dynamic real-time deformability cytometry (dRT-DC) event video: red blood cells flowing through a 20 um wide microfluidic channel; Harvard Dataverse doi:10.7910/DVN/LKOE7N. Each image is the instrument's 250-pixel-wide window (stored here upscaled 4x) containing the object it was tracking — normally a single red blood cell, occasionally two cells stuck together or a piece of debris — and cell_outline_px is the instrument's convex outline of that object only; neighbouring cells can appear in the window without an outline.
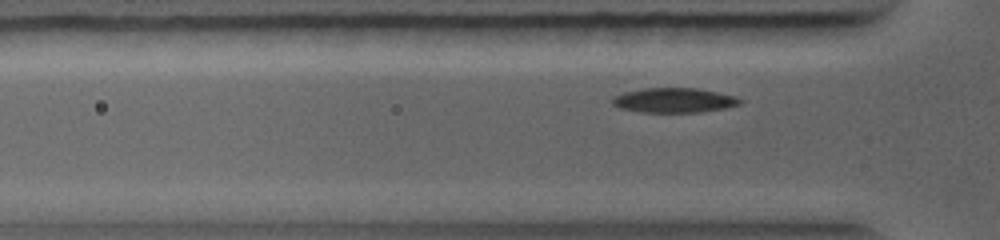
{"species": "common noctule bat (a hibernating species)", "species_latin": "Nyctalus noctula", "temperature_condition": "warm", "stored_images_in_passage": 33, "camera_frame_rate_fps": 5000, "um_per_image_px": 0.085, "animal": {"sex": "female", "body_mass_g": 19.0, "forearm_length_mm": 56.7}, "frame": {"image": 1, "passage_image": 14, "time_ms": 1.8, "image_size_px": [1000, 240], "cell_outline_px": [[744, 100], [740, 104], [728, 108], [700, 112], [640, 112], [620, 108], [612, 104], [612, 96], [624, 92], [644, 88], [696, 88], [736, 96]], "centroid_in_image_um": [57.31, 8.52], "position_along_channel_um": 68.5, "area_um2": 18.5}}
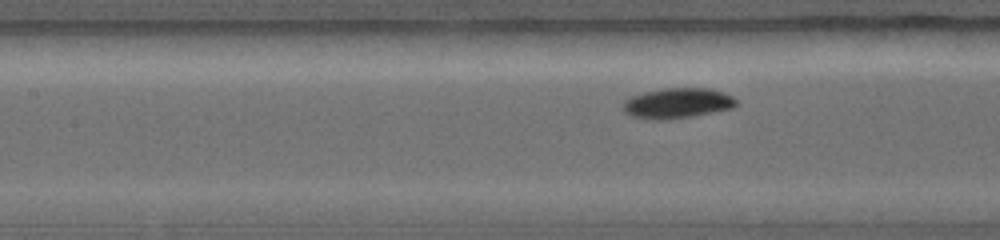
{"frame": {"image": 2, "passage_image": 27, "time_ms": 3.4, "image_size_px": [1000, 240], "cell_outline_px": [[736, 104], [732, 108], [692, 116], [664, 120], [648, 120], [632, 116], [624, 112], [624, 100], [632, 96], [644, 92], [664, 88], [712, 88], [732, 96], [736, 100]], "centroid_in_image_um": [57.55, 8.77], "position_along_channel_um": 149.8, "area_um2": 19.94}}
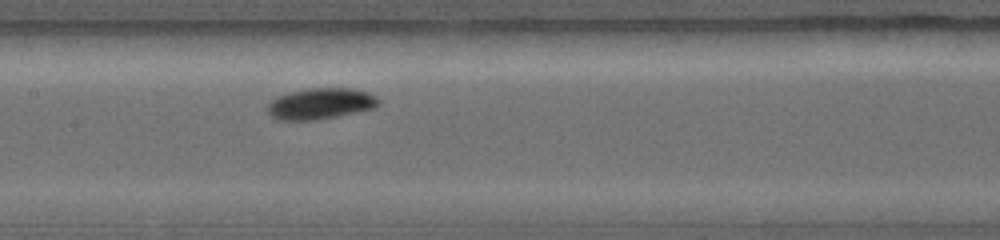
{"frame": {"image": 3, "passage_image": 32, "time_ms": 4.0, "image_size_px": [1000, 240], "cell_outline_px": [[380, 104], [376, 108], [316, 120], [280, 120], [272, 116], [268, 112], [268, 104], [276, 96], [288, 92], [308, 88], [352, 88], [368, 92], [376, 96], [380, 100]], "centroid_in_image_um": [27.27, 8.8], "position_along_channel_um": 180.1, "area_um2": 20.23}}